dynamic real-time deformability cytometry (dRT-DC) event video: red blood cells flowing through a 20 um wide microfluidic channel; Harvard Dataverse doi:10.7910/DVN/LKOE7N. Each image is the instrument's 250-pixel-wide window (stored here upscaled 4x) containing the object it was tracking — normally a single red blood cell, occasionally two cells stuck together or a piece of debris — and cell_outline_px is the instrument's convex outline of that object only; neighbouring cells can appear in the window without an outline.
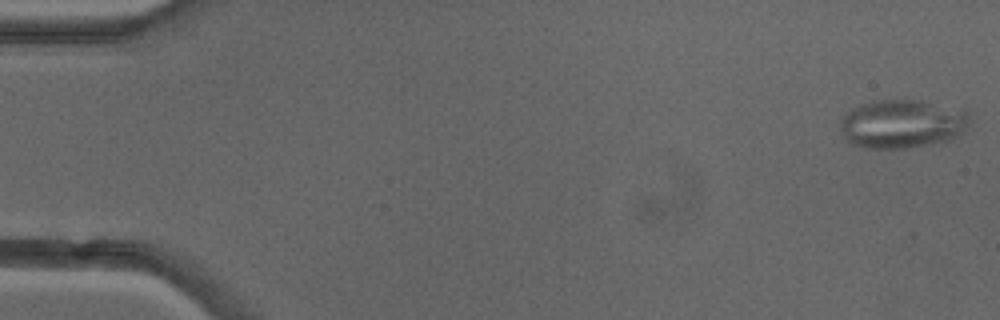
{"species": "common noctule bat (a hibernating species)", "species_latin": "Nyctalus noctula", "temperature_condition": "cold", "stored_images_in_passage": 51, "camera_frame_rate_fps": 3000, "um_per_image_px": 0.085, "animal": {"sex": "female"}, "frame": {"image": 1, "passage_image": 1, "time_ms": 0.0, "image_size_px": [1000, 320], "cell_outline_px": [[972, 120], [964, 132], [960, 136], [948, 140], [904, 148], [864, 148], [852, 144], [844, 136], [840, 128], [840, 120], [852, 108], [860, 104], [872, 100], [924, 100], [968, 108]], "centroid_in_image_um": [76.78, 10.49], "position_along_channel_um": 8.2, "area_um2": 37.45}}
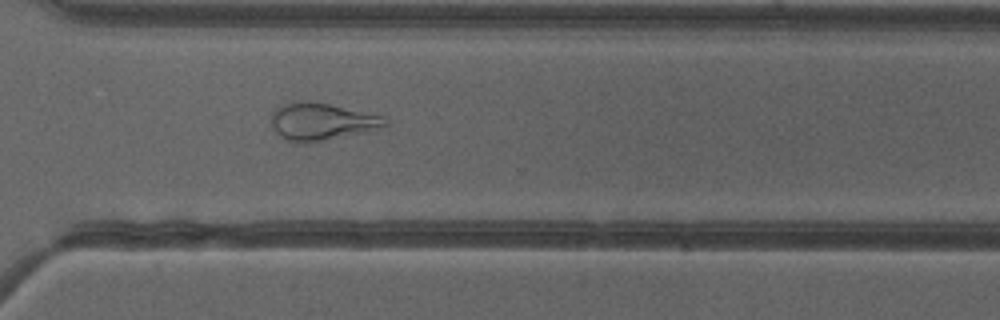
{"frame": {"image": 2, "passage_image": 37, "time_ms": 12.0, "image_size_px": [1000, 320], "cell_outline_px": [[388, 128], [308, 144], [304, 144], [288, 140], [280, 136], [276, 132], [272, 124], [272, 112], [276, 108], [292, 100], [308, 100], [328, 104], [380, 116], [388, 120]], "centroid_in_image_um": [27.36, 10.35], "position_along_channel_um": 343.2, "area_um2": 25.09}, "authors_computed_cell_mechanics": {"area_um2": 28.8422, "velocity_mm_per_s": 4.005, "shape_relaxation_time_tau1_ms": null, "shape_relaxation_time_tau2_ms": 2.4181, "deformation_change_tau1": null, "deformation_change_tau2": 0.105}}